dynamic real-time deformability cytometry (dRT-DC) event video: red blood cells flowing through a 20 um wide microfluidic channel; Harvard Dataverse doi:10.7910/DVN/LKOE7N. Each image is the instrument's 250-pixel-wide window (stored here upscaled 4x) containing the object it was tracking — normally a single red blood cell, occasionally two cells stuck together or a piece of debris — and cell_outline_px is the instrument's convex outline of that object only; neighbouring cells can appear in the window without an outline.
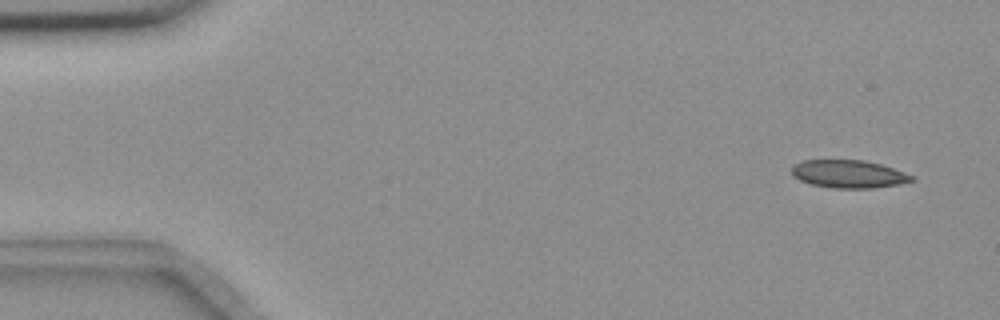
{"species": "common noctule bat (a hibernating species)", "species_latin": "Nyctalus noctula", "temperature_condition": "room temperature", "stored_images_in_passage": 55, "camera_frame_rate_fps": 3000, "um_per_image_px": 0.085, "animal": {"sex": "female", "body_mass_g": 18.4}, "frame": {"image": 1, "passage_image": 3, "time_ms": 0.667, "image_size_px": [1000, 320], "cell_outline_px": [[916, 180], [900, 184], [872, 188], [832, 188], [812, 184], [800, 180], [792, 176], [792, 168], [796, 164], [804, 160], [864, 160], [880, 164], [904, 172], [912, 176]], "centroid_in_image_um": [72.14, 14.79], "position_along_channel_um": 12.9, "area_um2": 19.36}}
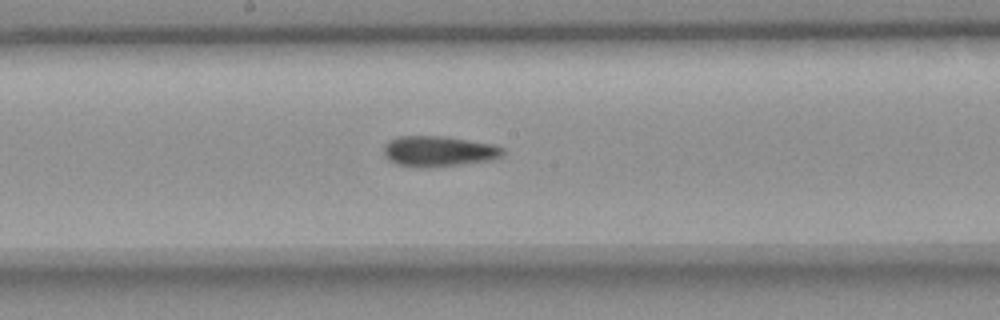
{"frame": {"image": 2, "passage_image": 29, "time_ms": 9.333, "image_size_px": [1000, 320], "cell_outline_px": [[504, 156], [496, 160], [424, 168], [416, 168], [396, 164], [388, 160], [384, 156], [384, 144], [388, 140], [396, 136], [444, 136], [496, 144], [504, 148]], "centroid_in_image_um": [37.3, 12.86], "position_along_channel_um": 210.9, "area_um2": 21.79}}
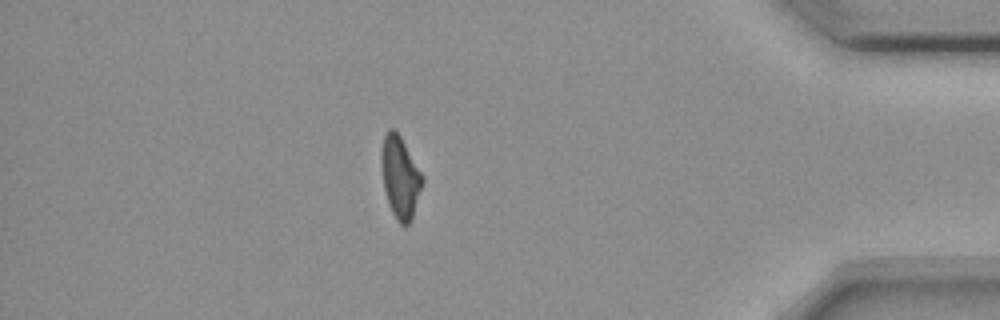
{"frame": {"image": 3, "passage_image": 48, "time_ms": 15.667, "image_size_px": [1000, 320], "cell_outline_px": [[424, 184], [412, 216], [408, 224], [404, 228], [396, 220], [388, 204], [384, 188], [380, 168], [380, 152], [384, 132], [388, 128], [392, 128], [400, 136], [424, 176]], "centroid_in_image_um": [33.99, 15.05], "position_along_channel_um": 401.2, "area_um2": 20.0}, "authors_computed_cell_mechanics": {"area_um2": 20.4034, "velocity_mm_per_s": 3.645, "shape_relaxation_time_tau1_ms": null, "shape_relaxation_time_tau2_ms": 5.4596, "deformation_change_tau1": null, "deformation_change_tau2": 0.1206}}